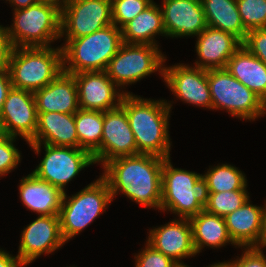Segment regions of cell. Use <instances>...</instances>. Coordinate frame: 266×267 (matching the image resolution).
Returning <instances> with one entry per match:
<instances>
[{"mask_svg": "<svg viewBox=\"0 0 266 267\" xmlns=\"http://www.w3.org/2000/svg\"><path fill=\"white\" fill-rule=\"evenodd\" d=\"M265 246H266V205H264L263 207L262 228L259 236V244L256 246V248L262 249Z\"/></svg>", "mask_w": 266, "mask_h": 267, "instance_id": "40", "label": "cell"}, {"mask_svg": "<svg viewBox=\"0 0 266 267\" xmlns=\"http://www.w3.org/2000/svg\"><path fill=\"white\" fill-rule=\"evenodd\" d=\"M23 267L27 266L18 256H11L6 251L0 249V267Z\"/></svg>", "mask_w": 266, "mask_h": 267, "instance_id": "39", "label": "cell"}, {"mask_svg": "<svg viewBox=\"0 0 266 267\" xmlns=\"http://www.w3.org/2000/svg\"><path fill=\"white\" fill-rule=\"evenodd\" d=\"M152 2L143 12L121 28L122 41L127 44H156L155 36H166L162 11Z\"/></svg>", "mask_w": 266, "mask_h": 267, "instance_id": "25", "label": "cell"}, {"mask_svg": "<svg viewBox=\"0 0 266 267\" xmlns=\"http://www.w3.org/2000/svg\"><path fill=\"white\" fill-rule=\"evenodd\" d=\"M79 148L88 151L95 163H101L103 111L79 109L75 112Z\"/></svg>", "mask_w": 266, "mask_h": 267, "instance_id": "28", "label": "cell"}, {"mask_svg": "<svg viewBox=\"0 0 266 267\" xmlns=\"http://www.w3.org/2000/svg\"><path fill=\"white\" fill-rule=\"evenodd\" d=\"M11 88L12 83L8 69L0 70V111Z\"/></svg>", "mask_w": 266, "mask_h": 267, "instance_id": "38", "label": "cell"}, {"mask_svg": "<svg viewBox=\"0 0 266 267\" xmlns=\"http://www.w3.org/2000/svg\"><path fill=\"white\" fill-rule=\"evenodd\" d=\"M73 75L80 109L105 112L119 107L124 95L130 94L116 91L118 86L109 78L106 71H84Z\"/></svg>", "mask_w": 266, "mask_h": 267, "instance_id": "14", "label": "cell"}, {"mask_svg": "<svg viewBox=\"0 0 266 267\" xmlns=\"http://www.w3.org/2000/svg\"><path fill=\"white\" fill-rule=\"evenodd\" d=\"M163 162L164 158L151 154L121 156L103 165L101 177L107 182L112 198L120 191L144 207L160 210Z\"/></svg>", "mask_w": 266, "mask_h": 267, "instance_id": "1", "label": "cell"}, {"mask_svg": "<svg viewBox=\"0 0 266 267\" xmlns=\"http://www.w3.org/2000/svg\"><path fill=\"white\" fill-rule=\"evenodd\" d=\"M46 3H51L62 9L70 0H40Z\"/></svg>", "mask_w": 266, "mask_h": 267, "instance_id": "42", "label": "cell"}, {"mask_svg": "<svg viewBox=\"0 0 266 267\" xmlns=\"http://www.w3.org/2000/svg\"><path fill=\"white\" fill-rule=\"evenodd\" d=\"M44 145L45 156L32 172L65 192V185L85 167L95 164L86 150L70 146Z\"/></svg>", "mask_w": 266, "mask_h": 267, "instance_id": "10", "label": "cell"}, {"mask_svg": "<svg viewBox=\"0 0 266 267\" xmlns=\"http://www.w3.org/2000/svg\"><path fill=\"white\" fill-rule=\"evenodd\" d=\"M207 26L229 32L243 42L247 35L236 0H201Z\"/></svg>", "mask_w": 266, "mask_h": 267, "instance_id": "27", "label": "cell"}, {"mask_svg": "<svg viewBox=\"0 0 266 267\" xmlns=\"http://www.w3.org/2000/svg\"><path fill=\"white\" fill-rule=\"evenodd\" d=\"M13 21L7 27L13 47H51V42L61 38V9L54 4L38 1L15 10Z\"/></svg>", "mask_w": 266, "mask_h": 267, "instance_id": "6", "label": "cell"}, {"mask_svg": "<svg viewBox=\"0 0 266 267\" xmlns=\"http://www.w3.org/2000/svg\"><path fill=\"white\" fill-rule=\"evenodd\" d=\"M107 182L100 177L72 197L64 192L61 210V233L65 242L78 235L97 218L112 201Z\"/></svg>", "mask_w": 266, "mask_h": 267, "instance_id": "7", "label": "cell"}, {"mask_svg": "<svg viewBox=\"0 0 266 267\" xmlns=\"http://www.w3.org/2000/svg\"><path fill=\"white\" fill-rule=\"evenodd\" d=\"M162 199L160 210H168L180 218L190 219L208 204L209 190L202 174L173 168L170 158L162 167Z\"/></svg>", "mask_w": 266, "mask_h": 267, "instance_id": "4", "label": "cell"}, {"mask_svg": "<svg viewBox=\"0 0 266 267\" xmlns=\"http://www.w3.org/2000/svg\"><path fill=\"white\" fill-rule=\"evenodd\" d=\"M161 11L166 36H197L208 27L201 0H164Z\"/></svg>", "mask_w": 266, "mask_h": 267, "instance_id": "18", "label": "cell"}, {"mask_svg": "<svg viewBox=\"0 0 266 267\" xmlns=\"http://www.w3.org/2000/svg\"><path fill=\"white\" fill-rule=\"evenodd\" d=\"M146 242L181 267H188L180 262L181 259L197 254L193 244L191 223L186 218L174 219L164 226L151 229Z\"/></svg>", "mask_w": 266, "mask_h": 267, "instance_id": "17", "label": "cell"}, {"mask_svg": "<svg viewBox=\"0 0 266 267\" xmlns=\"http://www.w3.org/2000/svg\"><path fill=\"white\" fill-rule=\"evenodd\" d=\"M196 52L199 61L195 67L201 69H224L230 57L241 47L242 42L229 32L207 27L196 36Z\"/></svg>", "mask_w": 266, "mask_h": 267, "instance_id": "20", "label": "cell"}, {"mask_svg": "<svg viewBox=\"0 0 266 267\" xmlns=\"http://www.w3.org/2000/svg\"><path fill=\"white\" fill-rule=\"evenodd\" d=\"M236 2L247 31L266 28V0H236Z\"/></svg>", "mask_w": 266, "mask_h": 267, "instance_id": "31", "label": "cell"}, {"mask_svg": "<svg viewBox=\"0 0 266 267\" xmlns=\"http://www.w3.org/2000/svg\"><path fill=\"white\" fill-rule=\"evenodd\" d=\"M13 136L0 133V177L5 176L17 167L20 162L19 150L15 148Z\"/></svg>", "mask_w": 266, "mask_h": 267, "instance_id": "33", "label": "cell"}, {"mask_svg": "<svg viewBox=\"0 0 266 267\" xmlns=\"http://www.w3.org/2000/svg\"><path fill=\"white\" fill-rule=\"evenodd\" d=\"M189 220L196 253H200L203 246L219 248L226 243L236 245L229 236L224 217L208 213L204 209Z\"/></svg>", "mask_w": 266, "mask_h": 267, "instance_id": "26", "label": "cell"}, {"mask_svg": "<svg viewBox=\"0 0 266 267\" xmlns=\"http://www.w3.org/2000/svg\"><path fill=\"white\" fill-rule=\"evenodd\" d=\"M37 112L75 113L79 110L78 90L73 74L62 71L47 86L33 93Z\"/></svg>", "mask_w": 266, "mask_h": 267, "instance_id": "21", "label": "cell"}, {"mask_svg": "<svg viewBox=\"0 0 266 267\" xmlns=\"http://www.w3.org/2000/svg\"><path fill=\"white\" fill-rule=\"evenodd\" d=\"M121 106L128 117L138 153L170 158L168 118L171 103L142 99L130 93L124 95Z\"/></svg>", "mask_w": 266, "mask_h": 267, "instance_id": "2", "label": "cell"}, {"mask_svg": "<svg viewBox=\"0 0 266 267\" xmlns=\"http://www.w3.org/2000/svg\"><path fill=\"white\" fill-rule=\"evenodd\" d=\"M38 113L33 92L11 88L0 111V133L29 142L36 133Z\"/></svg>", "mask_w": 266, "mask_h": 267, "instance_id": "12", "label": "cell"}, {"mask_svg": "<svg viewBox=\"0 0 266 267\" xmlns=\"http://www.w3.org/2000/svg\"><path fill=\"white\" fill-rule=\"evenodd\" d=\"M263 207L250 204L248 199L240 208L224 217L230 238L236 246L256 247L262 228Z\"/></svg>", "mask_w": 266, "mask_h": 267, "instance_id": "23", "label": "cell"}, {"mask_svg": "<svg viewBox=\"0 0 266 267\" xmlns=\"http://www.w3.org/2000/svg\"><path fill=\"white\" fill-rule=\"evenodd\" d=\"M18 257L26 264L64 245L59 215H39L21 234Z\"/></svg>", "mask_w": 266, "mask_h": 267, "instance_id": "13", "label": "cell"}, {"mask_svg": "<svg viewBox=\"0 0 266 267\" xmlns=\"http://www.w3.org/2000/svg\"><path fill=\"white\" fill-rule=\"evenodd\" d=\"M164 81L168 88L180 100L212 109L210 87L207 80V70L189 65L177 64L164 67Z\"/></svg>", "mask_w": 266, "mask_h": 267, "instance_id": "15", "label": "cell"}, {"mask_svg": "<svg viewBox=\"0 0 266 267\" xmlns=\"http://www.w3.org/2000/svg\"><path fill=\"white\" fill-rule=\"evenodd\" d=\"M122 43L121 29L115 24L86 36L66 39L61 47L63 71L69 74L105 71Z\"/></svg>", "mask_w": 266, "mask_h": 267, "instance_id": "3", "label": "cell"}, {"mask_svg": "<svg viewBox=\"0 0 266 267\" xmlns=\"http://www.w3.org/2000/svg\"><path fill=\"white\" fill-rule=\"evenodd\" d=\"M7 1H9L13 7L15 6V8H13L15 11V10L27 8L30 5H33L40 0H7Z\"/></svg>", "mask_w": 266, "mask_h": 267, "instance_id": "41", "label": "cell"}, {"mask_svg": "<svg viewBox=\"0 0 266 267\" xmlns=\"http://www.w3.org/2000/svg\"><path fill=\"white\" fill-rule=\"evenodd\" d=\"M242 45L266 65V28L248 31Z\"/></svg>", "mask_w": 266, "mask_h": 267, "instance_id": "35", "label": "cell"}, {"mask_svg": "<svg viewBox=\"0 0 266 267\" xmlns=\"http://www.w3.org/2000/svg\"><path fill=\"white\" fill-rule=\"evenodd\" d=\"M226 69L266 103V65L243 45L230 57Z\"/></svg>", "mask_w": 266, "mask_h": 267, "instance_id": "24", "label": "cell"}, {"mask_svg": "<svg viewBox=\"0 0 266 267\" xmlns=\"http://www.w3.org/2000/svg\"><path fill=\"white\" fill-rule=\"evenodd\" d=\"M35 136L28 142L35 153L39 154L41 144L51 146H70L79 148L75 125V113L37 112Z\"/></svg>", "mask_w": 266, "mask_h": 267, "instance_id": "19", "label": "cell"}, {"mask_svg": "<svg viewBox=\"0 0 266 267\" xmlns=\"http://www.w3.org/2000/svg\"><path fill=\"white\" fill-rule=\"evenodd\" d=\"M165 60L158 46L123 42L105 71L118 87H122L136 83L157 70L163 75Z\"/></svg>", "mask_w": 266, "mask_h": 267, "instance_id": "9", "label": "cell"}, {"mask_svg": "<svg viewBox=\"0 0 266 267\" xmlns=\"http://www.w3.org/2000/svg\"><path fill=\"white\" fill-rule=\"evenodd\" d=\"M138 154L134 134L130 128L125 109L120 105L103 112L102 166L114 158Z\"/></svg>", "mask_w": 266, "mask_h": 267, "instance_id": "16", "label": "cell"}, {"mask_svg": "<svg viewBox=\"0 0 266 267\" xmlns=\"http://www.w3.org/2000/svg\"><path fill=\"white\" fill-rule=\"evenodd\" d=\"M13 46L8 36L7 27L0 25V70L8 69Z\"/></svg>", "mask_w": 266, "mask_h": 267, "instance_id": "37", "label": "cell"}, {"mask_svg": "<svg viewBox=\"0 0 266 267\" xmlns=\"http://www.w3.org/2000/svg\"><path fill=\"white\" fill-rule=\"evenodd\" d=\"M212 109H226L234 117L255 120L266 113V103L233 77L226 68L207 70Z\"/></svg>", "mask_w": 266, "mask_h": 267, "instance_id": "8", "label": "cell"}, {"mask_svg": "<svg viewBox=\"0 0 266 267\" xmlns=\"http://www.w3.org/2000/svg\"><path fill=\"white\" fill-rule=\"evenodd\" d=\"M146 244L144 250L135 256V267H181L170 257L155 250L148 243Z\"/></svg>", "mask_w": 266, "mask_h": 267, "instance_id": "34", "label": "cell"}, {"mask_svg": "<svg viewBox=\"0 0 266 267\" xmlns=\"http://www.w3.org/2000/svg\"><path fill=\"white\" fill-rule=\"evenodd\" d=\"M247 192V190H234L209 193L208 204L204 209L208 213L225 217L240 208L249 199Z\"/></svg>", "mask_w": 266, "mask_h": 267, "instance_id": "30", "label": "cell"}, {"mask_svg": "<svg viewBox=\"0 0 266 267\" xmlns=\"http://www.w3.org/2000/svg\"><path fill=\"white\" fill-rule=\"evenodd\" d=\"M241 258L232 261L234 267H266V256L263 250L256 247H244Z\"/></svg>", "mask_w": 266, "mask_h": 267, "instance_id": "36", "label": "cell"}, {"mask_svg": "<svg viewBox=\"0 0 266 267\" xmlns=\"http://www.w3.org/2000/svg\"><path fill=\"white\" fill-rule=\"evenodd\" d=\"M20 198L24 206L38 215H59L64 192L34 173L20 180Z\"/></svg>", "mask_w": 266, "mask_h": 267, "instance_id": "22", "label": "cell"}, {"mask_svg": "<svg viewBox=\"0 0 266 267\" xmlns=\"http://www.w3.org/2000/svg\"><path fill=\"white\" fill-rule=\"evenodd\" d=\"M8 71L12 88L36 92L62 71V48L13 47Z\"/></svg>", "mask_w": 266, "mask_h": 267, "instance_id": "5", "label": "cell"}, {"mask_svg": "<svg viewBox=\"0 0 266 267\" xmlns=\"http://www.w3.org/2000/svg\"><path fill=\"white\" fill-rule=\"evenodd\" d=\"M112 22L111 0H70L61 9V37L74 39L101 30Z\"/></svg>", "mask_w": 266, "mask_h": 267, "instance_id": "11", "label": "cell"}, {"mask_svg": "<svg viewBox=\"0 0 266 267\" xmlns=\"http://www.w3.org/2000/svg\"><path fill=\"white\" fill-rule=\"evenodd\" d=\"M202 176L207 181L209 193L246 190L247 187V180L242 171L229 164L209 168Z\"/></svg>", "mask_w": 266, "mask_h": 267, "instance_id": "29", "label": "cell"}, {"mask_svg": "<svg viewBox=\"0 0 266 267\" xmlns=\"http://www.w3.org/2000/svg\"><path fill=\"white\" fill-rule=\"evenodd\" d=\"M209 267H234V265H233V263L232 262H218V263H214V265L212 264L211 266H209Z\"/></svg>", "mask_w": 266, "mask_h": 267, "instance_id": "43", "label": "cell"}, {"mask_svg": "<svg viewBox=\"0 0 266 267\" xmlns=\"http://www.w3.org/2000/svg\"><path fill=\"white\" fill-rule=\"evenodd\" d=\"M152 2V0H111L113 24L121 29Z\"/></svg>", "mask_w": 266, "mask_h": 267, "instance_id": "32", "label": "cell"}]
</instances>
